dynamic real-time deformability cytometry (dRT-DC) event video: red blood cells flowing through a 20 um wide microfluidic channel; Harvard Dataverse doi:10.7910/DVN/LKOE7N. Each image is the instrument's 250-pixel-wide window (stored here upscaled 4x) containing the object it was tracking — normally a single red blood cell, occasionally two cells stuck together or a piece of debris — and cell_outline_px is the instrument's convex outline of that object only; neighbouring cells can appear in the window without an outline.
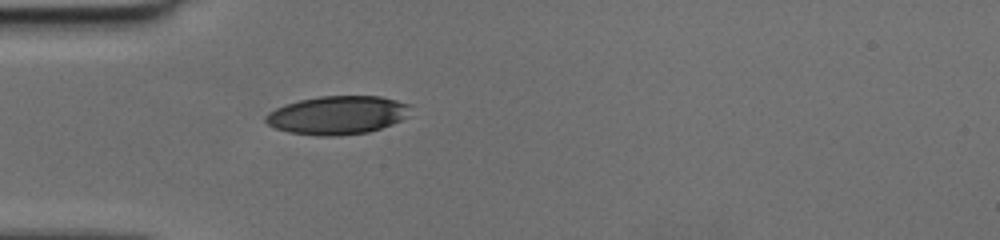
{"species": "human", "species_latin": "Homo sapiens", "temperature_condition": "cold", "stored_images_in_passage": 36, "camera_frame_rate_fps": 3000, "um_per_image_px": 0.085, "donor": {"sex": "female"}, "frame": {"image": 1, "passage_image": 1, "time_ms": 0.0, "image_size_px": [1000, 240], "cell_outline_px": [[408, 104], [404, 116], [400, 120], [392, 124], [368, 132], [340, 136], [320, 136], [288, 132], [276, 128], [268, 124], [264, 120], [264, 116], [268, 112], [284, 104], [300, 100], [320, 96], [380, 96], [396, 100]], "centroid_in_image_um": [28.6, 9.79], "position_along_channel_um": 56.4, "area_um2": 32.14}}
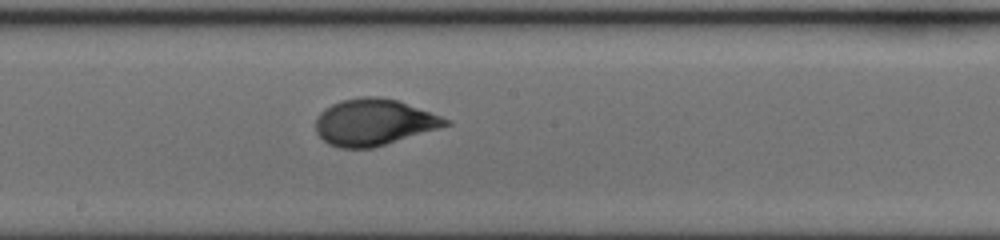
{"frame": {"image": 2, "passage_image": 13, "time_ms": 4.0, "image_size_px": [1000, 240], "cell_outline_px": [[452, 124], [372, 148], [340, 148], [328, 144], [316, 132], [316, 116], [324, 108], [340, 100], [360, 96], [380, 96], [400, 100], [452, 120]], "centroid_in_image_um": [31.78, 10.36], "position_along_channel_um": 216.4, "area_um2": 35.43}}
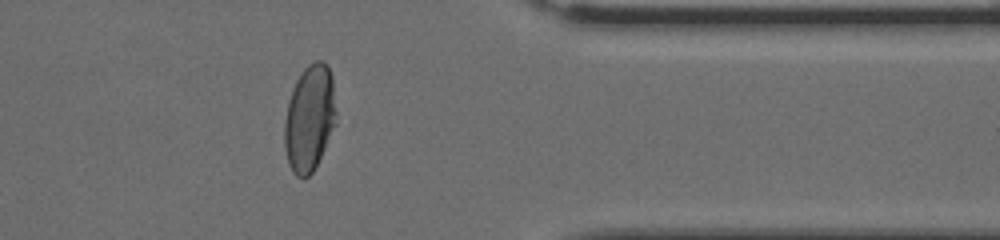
{"frame": {"image": 3, "passage_image": 26, "time_ms": 8.333, "image_size_px": [1000, 240], "cell_outline_px": [[336, 124], [312, 172], [308, 176], [296, 176], [292, 172], [288, 164], [284, 148], [284, 120], [288, 100], [292, 88], [296, 80], [304, 68], [308, 64], [316, 60], [324, 60], [328, 64], [332, 76], [336, 112]], "centroid_in_image_um": [26.3, 10.0], "position_along_channel_um": 385.1, "area_um2": 32.25}}